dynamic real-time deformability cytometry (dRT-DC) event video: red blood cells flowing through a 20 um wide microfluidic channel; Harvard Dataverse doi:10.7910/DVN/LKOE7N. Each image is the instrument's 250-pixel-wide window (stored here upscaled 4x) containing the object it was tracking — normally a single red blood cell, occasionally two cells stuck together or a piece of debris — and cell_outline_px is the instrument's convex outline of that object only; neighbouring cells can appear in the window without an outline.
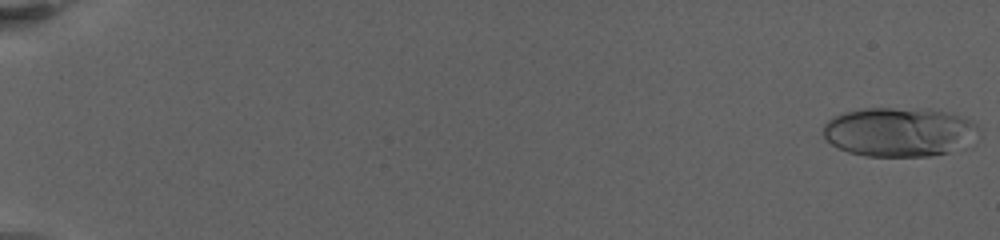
{"species": "human", "species_latin": "Homo sapiens", "temperature_condition": "warm", "stored_images_in_passage": 30, "camera_frame_rate_fps": 3000, "um_per_image_px": 0.085, "donor": {"sex": "female"}, "frame": {"image": 1, "passage_image": 1, "time_ms": 0.0, "image_size_px": [1000, 240], "cell_outline_px": [[976, 128], [964, 148], [948, 152], [928, 156], [864, 156], [848, 152], [832, 144], [824, 136], [824, 124], [832, 116], [844, 112], [864, 108], [928, 108], [944, 112], [968, 120], [976, 124]], "centroid_in_image_um": [76.35, 11.21], "position_along_channel_um": 8.7, "area_um2": 44.16}}
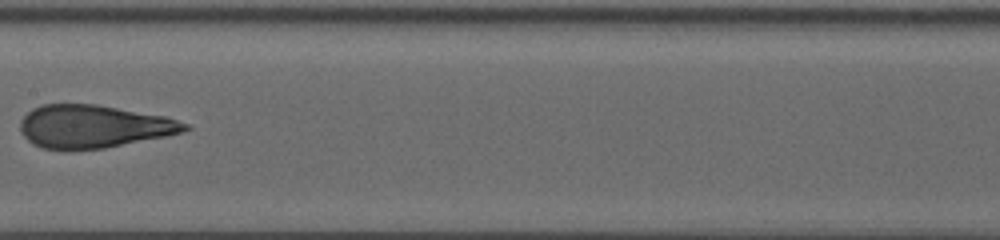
{"frame": {"image": 2, "passage_image": 16, "time_ms": 12.333, "image_size_px": [1000, 240], "cell_outline_px": [[192, 128], [168, 136], [104, 148], [44, 148], [32, 144], [20, 132], [20, 120], [32, 108], [44, 104], [96, 104], [164, 116], [192, 124]], "centroid_in_image_um": [7.98, 10.73], "position_along_channel_um": 199.4, "area_um2": 40.86}}
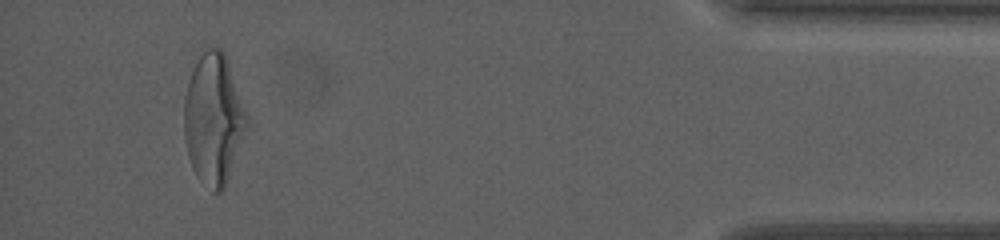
{"frame": {"image": 3, "passage_image": 27, "time_ms": 21.0, "image_size_px": [1000, 240], "cell_outline_px": [[248, 124], [224, 188], [220, 192], [212, 192], [196, 176], [192, 168], [188, 156], [184, 136], [184, 100], [188, 80], [200, 56], [208, 48], [220, 48], [224, 52], [248, 116]], "centroid_in_image_um": [18.13, 10.15], "position_along_channel_um": 417.1, "area_um2": 47.11}, "authors_computed_cell_mechanics": {"area_um2": 42.1362, "velocity_mm_per_s": 3.1482, "shape_relaxation_time_tau1_ms": 8.1604, "shape_relaxation_time_tau2_ms": 1.0944, "deformation_change_tau1": 0.2741, "deformation_change_tau2": 0.0986}}